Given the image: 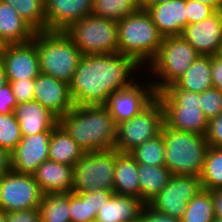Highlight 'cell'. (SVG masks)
<instances>
[{
	"label": "cell",
	"instance_id": "obj_1",
	"mask_svg": "<svg viewBox=\"0 0 222 222\" xmlns=\"http://www.w3.org/2000/svg\"><path fill=\"white\" fill-rule=\"evenodd\" d=\"M141 73L144 68L121 53L83 55L68 83L74 105H104L111 93L130 86Z\"/></svg>",
	"mask_w": 222,
	"mask_h": 222
},
{
	"label": "cell",
	"instance_id": "obj_2",
	"mask_svg": "<svg viewBox=\"0 0 222 222\" xmlns=\"http://www.w3.org/2000/svg\"><path fill=\"white\" fill-rule=\"evenodd\" d=\"M58 124L85 153L115 147L117 125L103 105L74 106Z\"/></svg>",
	"mask_w": 222,
	"mask_h": 222
},
{
	"label": "cell",
	"instance_id": "obj_3",
	"mask_svg": "<svg viewBox=\"0 0 222 222\" xmlns=\"http://www.w3.org/2000/svg\"><path fill=\"white\" fill-rule=\"evenodd\" d=\"M118 53L132 57L142 68L155 57L163 42L152 17L145 8L117 21ZM145 65V66H144Z\"/></svg>",
	"mask_w": 222,
	"mask_h": 222
},
{
	"label": "cell",
	"instance_id": "obj_4",
	"mask_svg": "<svg viewBox=\"0 0 222 222\" xmlns=\"http://www.w3.org/2000/svg\"><path fill=\"white\" fill-rule=\"evenodd\" d=\"M161 133L165 143V167L172 175L200 176L209 149L206 135L180 131L165 122Z\"/></svg>",
	"mask_w": 222,
	"mask_h": 222
},
{
	"label": "cell",
	"instance_id": "obj_5",
	"mask_svg": "<svg viewBox=\"0 0 222 222\" xmlns=\"http://www.w3.org/2000/svg\"><path fill=\"white\" fill-rule=\"evenodd\" d=\"M199 56L182 36H166L143 74L148 75L157 94L174 84Z\"/></svg>",
	"mask_w": 222,
	"mask_h": 222
},
{
	"label": "cell",
	"instance_id": "obj_6",
	"mask_svg": "<svg viewBox=\"0 0 222 222\" xmlns=\"http://www.w3.org/2000/svg\"><path fill=\"white\" fill-rule=\"evenodd\" d=\"M40 73L69 83L83 56L64 31H40L33 38Z\"/></svg>",
	"mask_w": 222,
	"mask_h": 222
},
{
	"label": "cell",
	"instance_id": "obj_7",
	"mask_svg": "<svg viewBox=\"0 0 222 222\" xmlns=\"http://www.w3.org/2000/svg\"><path fill=\"white\" fill-rule=\"evenodd\" d=\"M164 110V122L171 128L206 135L209 120L200 108V93L171 84L157 93Z\"/></svg>",
	"mask_w": 222,
	"mask_h": 222
},
{
	"label": "cell",
	"instance_id": "obj_8",
	"mask_svg": "<svg viewBox=\"0 0 222 222\" xmlns=\"http://www.w3.org/2000/svg\"><path fill=\"white\" fill-rule=\"evenodd\" d=\"M82 55L118 53L117 22L93 14L74 22L65 31Z\"/></svg>",
	"mask_w": 222,
	"mask_h": 222
},
{
	"label": "cell",
	"instance_id": "obj_9",
	"mask_svg": "<svg viewBox=\"0 0 222 222\" xmlns=\"http://www.w3.org/2000/svg\"><path fill=\"white\" fill-rule=\"evenodd\" d=\"M115 149L86 152L73 166V193L113 190Z\"/></svg>",
	"mask_w": 222,
	"mask_h": 222
},
{
	"label": "cell",
	"instance_id": "obj_10",
	"mask_svg": "<svg viewBox=\"0 0 222 222\" xmlns=\"http://www.w3.org/2000/svg\"><path fill=\"white\" fill-rule=\"evenodd\" d=\"M163 124V105L156 97L139 114L117 125L114 149L118 152H130L161 133Z\"/></svg>",
	"mask_w": 222,
	"mask_h": 222
},
{
	"label": "cell",
	"instance_id": "obj_11",
	"mask_svg": "<svg viewBox=\"0 0 222 222\" xmlns=\"http://www.w3.org/2000/svg\"><path fill=\"white\" fill-rule=\"evenodd\" d=\"M142 77L140 76L139 80L137 79L130 86L111 93L103 105L116 125L139 114L157 97L149 78L143 74Z\"/></svg>",
	"mask_w": 222,
	"mask_h": 222
},
{
	"label": "cell",
	"instance_id": "obj_12",
	"mask_svg": "<svg viewBox=\"0 0 222 222\" xmlns=\"http://www.w3.org/2000/svg\"><path fill=\"white\" fill-rule=\"evenodd\" d=\"M42 196L33 174L10 170L0 177V209L5 212L39 208Z\"/></svg>",
	"mask_w": 222,
	"mask_h": 222
},
{
	"label": "cell",
	"instance_id": "obj_13",
	"mask_svg": "<svg viewBox=\"0 0 222 222\" xmlns=\"http://www.w3.org/2000/svg\"><path fill=\"white\" fill-rule=\"evenodd\" d=\"M202 189L200 176L172 175L149 205L158 212L182 219L189 201Z\"/></svg>",
	"mask_w": 222,
	"mask_h": 222
},
{
	"label": "cell",
	"instance_id": "obj_14",
	"mask_svg": "<svg viewBox=\"0 0 222 222\" xmlns=\"http://www.w3.org/2000/svg\"><path fill=\"white\" fill-rule=\"evenodd\" d=\"M7 81L35 79L40 74L39 58L33 40L25 43L6 44L0 55Z\"/></svg>",
	"mask_w": 222,
	"mask_h": 222
},
{
	"label": "cell",
	"instance_id": "obj_15",
	"mask_svg": "<svg viewBox=\"0 0 222 222\" xmlns=\"http://www.w3.org/2000/svg\"><path fill=\"white\" fill-rule=\"evenodd\" d=\"M181 36L200 55L220 54L222 48V11H215L206 19L187 25Z\"/></svg>",
	"mask_w": 222,
	"mask_h": 222
},
{
	"label": "cell",
	"instance_id": "obj_16",
	"mask_svg": "<svg viewBox=\"0 0 222 222\" xmlns=\"http://www.w3.org/2000/svg\"><path fill=\"white\" fill-rule=\"evenodd\" d=\"M52 131L35 135H22V139L11 152V170L33 174L38 166L48 160L49 140Z\"/></svg>",
	"mask_w": 222,
	"mask_h": 222
},
{
	"label": "cell",
	"instance_id": "obj_17",
	"mask_svg": "<svg viewBox=\"0 0 222 222\" xmlns=\"http://www.w3.org/2000/svg\"><path fill=\"white\" fill-rule=\"evenodd\" d=\"M33 90V100L49 109L58 118L75 106L69 84L52 76L40 73L34 79Z\"/></svg>",
	"mask_w": 222,
	"mask_h": 222
},
{
	"label": "cell",
	"instance_id": "obj_18",
	"mask_svg": "<svg viewBox=\"0 0 222 222\" xmlns=\"http://www.w3.org/2000/svg\"><path fill=\"white\" fill-rule=\"evenodd\" d=\"M46 31H65L74 22L90 15L93 0H44Z\"/></svg>",
	"mask_w": 222,
	"mask_h": 222
},
{
	"label": "cell",
	"instance_id": "obj_19",
	"mask_svg": "<svg viewBox=\"0 0 222 222\" xmlns=\"http://www.w3.org/2000/svg\"><path fill=\"white\" fill-rule=\"evenodd\" d=\"M159 32L166 36H181L188 25L186 0L152 3L145 7Z\"/></svg>",
	"mask_w": 222,
	"mask_h": 222
},
{
	"label": "cell",
	"instance_id": "obj_20",
	"mask_svg": "<svg viewBox=\"0 0 222 222\" xmlns=\"http://www.w3.org/2000/svg\"><path fill=\"white\" fill-rule=\"evenodd\" d=\"M22 135H35L52 131L58 125V117L37 101L17 104L13 111Z\"/></svg>",
	"mask_w": 222,
	"mask_h": 222
},
{
	"label": "cell",
	"instance_id": "obj_21",
	"mask_svg": "<svg viewBox=\"0 0 222 222\" xmlns=\"http://www.w3.org/2000/svg\"><path fill=\"white\" fill-rule=\"evenodd\" d=\"M42 194L72 192L73 167L46 160L33 173Z\"/></svg>",
	"mask_w": 222,
	"mask_h": 222
},
{
	"label": "cell",
	"instance_id": "obj_22",
	"mask_svg": "<svg viewBox=\"0 0 222 222\" xmlns=\"http://www.w3.org/2000/svg\"><path fill=\"white\" fill-rule=\"evenodd\" d=\"M145 204L133 196L113 194L105 205L98 210V222H135L141 218Z\"/></svg>",
	"mask_w": 222,
	"mask_h": 222
},
{
	"label": "cell",
	"instance_id": "obj_23",
	"mask_svg": "<svg viewBox=\"0 0 222 222\" xmlns=\"http://www.w3.org/2000/svg\"><path fill=\"white\" fill-rule=\"evenodd\" d=\"M114 194V190H95L92 192H69L71 222H90L96 220L98 210Z\"/></svg>",
	"mask_w": 222,
	"mask_h": 222
},
{
	"label": "cell",
	"instance_id": "obj_24",
	"mask_svg": "<svg viewBox=\"0 0 222 222\" xmlns=\"http://www.w3.org/2000/svg\"><path fill=\"white\" fill-rule=\"evenodd\" d=\"M138 163L129 152L115 149V173L113 190L115 194L133 196L140 199Z\"/></svg>",
	"mask_w": 222,
	"mask_h": 222
},
{
	"label": "cell",
	"instance_id": "obj_25",
	"mask_svg": "<svg viewBox=\"0 0 222 222\" xmlns=\"http://www.w3.org/2000/svg\"><path fill=\"white\" fill-rule=\"evenodd\" d=\"M36 31L26 23L13 6L0 0V38L5 44L33 40Z\"/></svg>",
	"mask_w": 222,
	"mask_h": 222
},
{
	"label": "cell",
	"instance_id": "obj_26",
	"mask_svg": "<svg viewBox=\"0 0 222 222\" xmlns=\"http://www.w3.org/2000/svg\"><path fill=\"white\" fill-rule=\"evenodd\" d=\"M85 152L58 124L49 140L48 160L74 166Z\"/></svg>",
	"mask_w": 222,
	"mask_h": 222
},
{
	"label": "cell",
	"instance_id": "obj_27",
	"mask_svg": "<svg viewBox=\"0 0 222 222\" xmlns=\"http://www.w3.org/2000/svg\"><path fill=\"white\" fill-rule=\"evenodd\" d=\"M174 84L178 88L200 94L212 88L211 56L200 55Z\"/></svg>",
	"mask_w": 222,
	"mask_h": 222
},
{
	"label": "cell",
	"instance_id": "obj_28",
	"mask_svg": "<svg viewBox=\"0 0 222 222\" xmlns=\"http://www.w3.org/2000/svg\"><path fill=\"white\" fill-rule=\"evenodd\" d=\"M140 199L149 204L166 186L171 172L165 166L138 164Z\"/></svg>",
	"mask_w": 222,
	"mask_h": 222
},
{
	"label": "cell",
	"instance_id": "obj_29",
	"mask_svg": "<svg viewBox=\"0 0 222 222\" xmlns=\"http://www.w3.org/2000/svg\"><path fill=\"white\" fill-rule=\"evenodd\" d=\"M39 209L41 222H71L69 192L44 194Z\"/></svg>",
	"mask_w": 222,
	"mask_h": 222
},
{
	"label": "cell",
	"instance_id": "obj_30",
	"mask_svg": "<svg viewBox=\"0 0 222 222\" xmlns=\"http://www.w3.org/2000/svg\"><path fill=\"white\" fill-rule=\"evenodd\" d=\"M10 4L36 32L46 31L44 0H1Z\"/></svg>",
	"mask_w": 222,
	"mask_h": 222
},
{
	"label": "cell",
	"instance_id": "obj_31",
	"mask_svg": "<svg viewBox=\"0 0 222 222\" xmlns=\"http://www.w3.org/2000/svg\"><path fill=\"white\" fill-rule=\"evenodd\" d=\"M215 218L211 192L202 189L189 201L181 222H213Z\"/></svg>",
	"mask_w": 222,
	"mask_h": 222
},
{
	"label": "cell",
	"instance_id": "obj_32",
	"mask_svg": "<svg viewBox=\"0 0 222 222\" xmlns=\"http://www.w3.org/2000/svg\"><path fill=\"white\" fill-rule=\"evenodd\" d=\"M200 179L204 190L222 189V147H209Z\"/></svg>",
	"mask_w": 222,
	"mask_h": 222
},
{
	"label": "cell",
	"instance_id": "obj_33",
	"mask_svg": "<svg viewBox=\"0 0 222 222\" xmlns=\"http://www.w3.org/2000/svg\"><path fill=\"white\" fill-rule=\"evenodd\" d=\"M138 164L151 166L165 165V143L162 133L136 146L129 152Z\"/></svg>",
	"mask_w": 222,
	"mask_h": 222
},
{
	"label": "cell",
	"instance_id": "obj_34",
	"mask_svg": "<svg viewBox=\"0 0 222 222\" xmlns=\"http://www.w3.org/2000/svg\"><path fill=\"white\" fill-rule=\"evenodd\" d=\"M138 9L137 0H93L91 14L117 22Z\"/></svg>",
	"mask_w": 222,
	"mask_h": 222
},
{
	"label": "cell",
	"instance_id": "obj_35",
	"mask_svg": "<svg viewBox=\"0 0 222 222\" xmlns=\"http://www.w3.org/2000/svg\"><path fill=\"white\" fill-rule=\"evenodd\" d=\"M21 139V129L14 113L0 114V147L11 153Z\"/></svg>",
	"mask_w": 222,
	"mask_h": 222
},
{
	"label": "cell",
	"instance_id": "obj_36",
	"mask_svg": "<svg viewBox=\"0 0 222 222\" xmlns=\"http://www.w3.org/2000/svg\"><path fill=\"white\" fill-rule=\"evenodd\" d=\"M200 108L208 120L222 112V92L217 88H210L200 94Z\"/></svg>",
	"mask_w": 222,
	"mask_h": 222
},
{
	"label": "cell",
	"instance_id": "obj_37",
	"mask_svg": "<svg viewBox=\"0 0 222 222\" xmlns=\"http://www.w3.org/2000/svg\"><path fill=\"white\" fill-rule=\"evenodd\" d=\"M11 84L13 94L17 103H25L33 100L34 97V79H19L8 81Z\"/></svg>",
	"mask_w": 222,
	"mask_h": 222
},
{
	"label": "cell",
	"instance_id": "obj_38",
	"mask_svg": "<svg viewBox=\"0 0 222 222\" xmlns=\"http://www.w3.org/2000/svg\"><path fill=\"white\" fill-rule=\"evenodd\" d=\"M186 10L188 25L200 22L215 12V10L210 6L196 2L195 0H186Z\"/></svg>",
	"mask_w": 222,
	"mask_h": 222
},
{
	"label": "cell",
	"instance_id": "obj_39",
	"mask_svg": "<svg viewBox=\"0 0 222 222\" xmlns=\"http://www.w3.org/2000/svg\"><path fill=\"white\" fill-rule=\"evenodd\" d=\"M206 140L210 147H222V112L209 120Z\"/></svg>",
	"mask_w": 222,
	"mask_h": 222
},
{
	"label": "cell",
	"instance_id": "obj_40",
	"mask_svg": "<svg viewBox=\"0 0 222 222\" xmlns=\"http://www.w3.org/2000/svg\"><path fill=\"white\" fill-rule=\"evenodd\" d=\"M6 222H41L40 209L6 212Z\"/></svg>",
	"mask_w": 222,
	"mask_h": 222
},
{
	"label": "cell",
	"instance_id": "obj_41",
	"mask_svg": "<svg viewBox=\"0 0 222 222\" xmlns=\"http://www.w3.org/2000/svg\"><path fill=\"white\" fill-rule=\"evenodd\" d=\"M17 104L11 84L8 82L0 88V114L13 113Z\"/></svg>",
	"mask_w": 222,
	"mask_h": 222
},
{
	"label": "cell",
	"instance_id": "obj_42",
	"mask_svg": "<svg viewBox=\"0 0 222 222\" xmlns=\"http://www.w3.org/2000/svg\"><path fill=\"white\" fill-rule=\"evenodd\" d=\"M141 219L143 222H181V219L156 211L149 204L143 206Z\"/></svg>",
	"mask_w": 222,
	"mask_h": 222
},
{
	"label": "cell",
	"instance_id": "obj_43",
	"mask_svg": "<svg viewBox=\"0 0 222 222\" xmlns=\"http://www.w3.org/2000/svg\"><path fill=\"white\" fill-rule=\"evenodd\" d=\"M211 75L213 87L222 92V56L220 54L211 56Z\"/></svg>",
	"mask_w": 222,
	"mask_h": 222
},
{
	"label": "cell",
	"instance_id": "obj_44",
	"mask_svg": "<svg viewBox=\"0 0 222 222\" xmlns=\"http://www.w3.org/2000/svg\"><path fill=\"white\" fill-rule=\"evenodd\" d=\"M11 170V153L0 147V177Z\"/></svg>",
	"mask_w": 222,
	"mask_h": 222
},
{
	"label": "cell",
	"instance_id": "obj_45",
	"mask_svg": "<svg viewBox=\"0 0 222 222\" xmlns=\"http://www.w3.org/2000/svg\"><path fill=\"white\" fill-rule=\"evenodd\" d=\"M209 191L212 195L215 217L217 219H222V189Z\"/></svg>",
	"mask_w": 222,
	"mask_h": 222
},
{
	"label": "cell",
	"instance_id": "obj_46",
	"mask_svg": "<svg viewBox=\"0 0 222 222\" xmlns=\"http://www.w3.org/2000/svg\"><path fill=\"white\" fill-rule=\"evenodd\" d=\"M196 2L204 3L215 11H222V0H195Z\"/></svg>",
	"mask_w": 222,
	"mask_h": 222
},
{
	"label": "cell",
	"instance_id": "obj_47",
	"mask_svg": "<svg viewBox=\"0 0 222 222\" xmlns=\"http://www.w3.org/2000/svg\"><path fill=\"white\" fill-rule=\"evenodd\" d=\"M172 0H137L139 8H145L147 5L152 3H163Z\"/></svg>",
	"mask_w": 222,
	"mask_h": 222
},
{
	"label": "cell",
	"instance_id": "obj_48",
	"mask_svg": "<svg viewBox=\"0 0 222 222\" xmlns=\"http://www.w3.org/2000/svg\"><path fill=\"white\" fill-rule=\"evenodd\" d=\"M7 83H8L7 76H6V73L4 71L2 63L0 62V88L2 86H4L5 84H7Z\"/></svg>",
	"mask_w": 222,
	"mask_h": 222
},
{
	"label": "cell",
	"instance_id": "obj_49",
	"mask_svg": "<svg viewBox=\"0 0 222 222\" xmlns=\"http://www.w3.org/2000/svg\"><path fill=\"white\" fill-rule=\"evenodd\" d=\"M0 222H6V212L0 209Z\"/></svg>",
	"mask_w": 222,
	"mask_h": 222
},
{
	"label": "cell",
	"instance_id": "obj_50",
	"mask_svg": "<svg viewBox=\"0 0 222 222\" xmlns=\"http://www.w3.org/2000/svg\"><path fill=\"white\" fill-rule=\"evenodd\" d=\"M6 44L3 42V40L0 38V55L5 49Z\"/></svg>",
	"mask_w": 222,
	"mask_h": 222
},
{
	"label": "cell",
	"instance_id": "obj_51",
	"mask_svg": "<svg viewBox=\"0 0 222 222\" xmlns=\"http://www.w3.org/2000/svg\"><path fill=\"white\" fill-rule=\"evenodd\" d=\"M213 222H222V219H217V218H215V219L213 220Z\"/></svg>",
	"mask_w": 222,
	"mask_h": 222
},
{
	"label": "cell",
	"instance_id": "obj_52",
	"mask_svg": "<svg viewBox=\"0 0 222 222\" xmlns=\"http://www.w3.org/2000/svg\"><path fill=\"white\" fill-rule=\"evenodd\" d=\"M135 222H143V220L140 218L138 221H135Z\"/></svg>",
	"mask_w": 222,
	"mask_h": 222
}]
</instances>
